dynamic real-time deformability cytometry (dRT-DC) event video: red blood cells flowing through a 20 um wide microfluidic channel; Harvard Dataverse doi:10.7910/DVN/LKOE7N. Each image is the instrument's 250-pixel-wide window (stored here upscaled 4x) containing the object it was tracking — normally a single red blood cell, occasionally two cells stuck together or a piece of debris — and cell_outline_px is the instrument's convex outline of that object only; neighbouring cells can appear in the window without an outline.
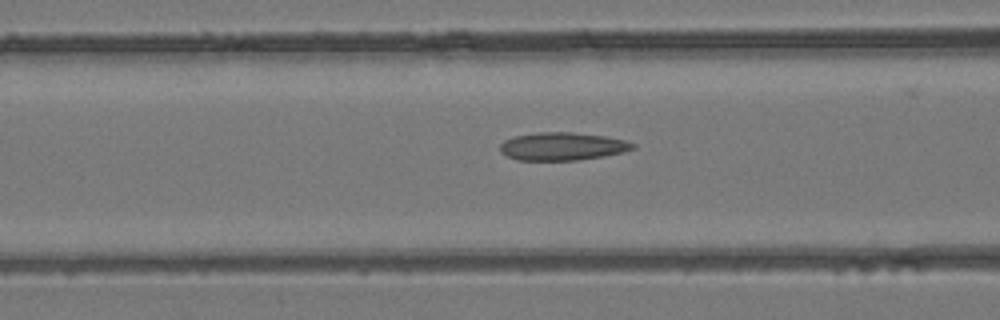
{"species": "common noctule bat (a hibernating species)", "species_latin": "Nyctalus noctula", "temperature_condition": "room temperature", "stored_images_in_passage": 32, "camera_frame_rate_fps": 3000, "um_per_image_px": 0.085, "animal": {"sex": "female", "body_mass_g": 24.6, "forearm_length_mm": 56.2}, "frame": {"image": 1, "passage_image": 13, "time_ms": 4.0, "image_size_px": [1000, 320], "cell_outline_px": [[636, 148], [604, 156], [576, 160], [516, 160], [500, 152], [500, 144], [504, 140], [512, 136], [536, 132], [572, 132], [604, 136], [624, 140], [636, 144]], "centroid_in_image_um": [47.76, 12.43], "position_along_channel_um": 118.8, "area_um2": 21.62}}
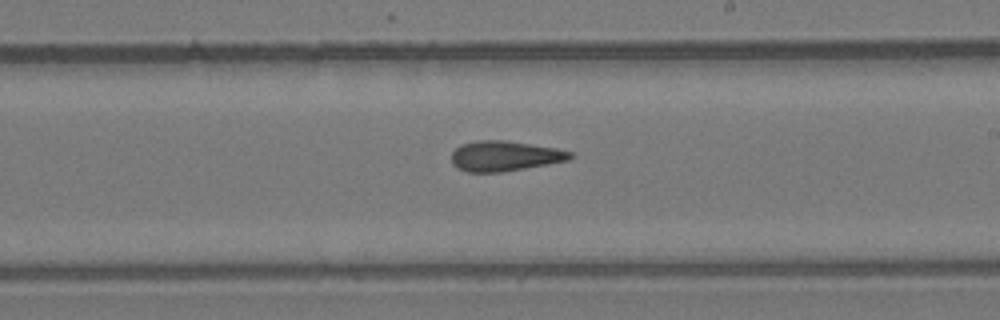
{"frame": {"image": 2, "passage_image": 22, "time_ms": 7.0, "image_size_px": [1000, 320], "cell_outline_px": [[576, 156], [568, 160], [548, 164], [500, 172], [468, 172], [456, 168], [452, 164], [452, 152], [460, 144], [480, 140], [504, 140], [556, 148], [572, 152]], "centroid_in_image_um": [42.89, 13.26], "position_along_channel_um": 246.1, "area_um2": 20.87}}
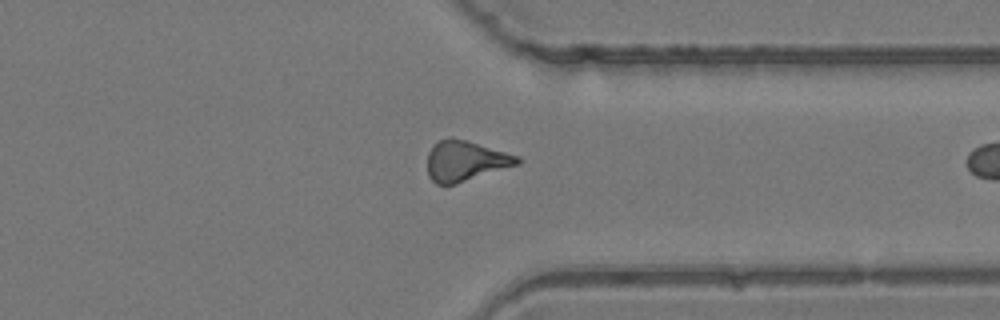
{"frame": {"image": 3, "passage_image": 31, "time_ms": 10.0, "image_size_px": [1000, 320], "cell_outline_px": [[520, 164], [456, 184], [436, 184], [428, 176], [428, 152], [440, 140], [464, 140], [520, 156]], "centroid_in_image_um": [39.59, 13.72], "position_along_channel_um": 371.8, "area_um2": 20.63}}